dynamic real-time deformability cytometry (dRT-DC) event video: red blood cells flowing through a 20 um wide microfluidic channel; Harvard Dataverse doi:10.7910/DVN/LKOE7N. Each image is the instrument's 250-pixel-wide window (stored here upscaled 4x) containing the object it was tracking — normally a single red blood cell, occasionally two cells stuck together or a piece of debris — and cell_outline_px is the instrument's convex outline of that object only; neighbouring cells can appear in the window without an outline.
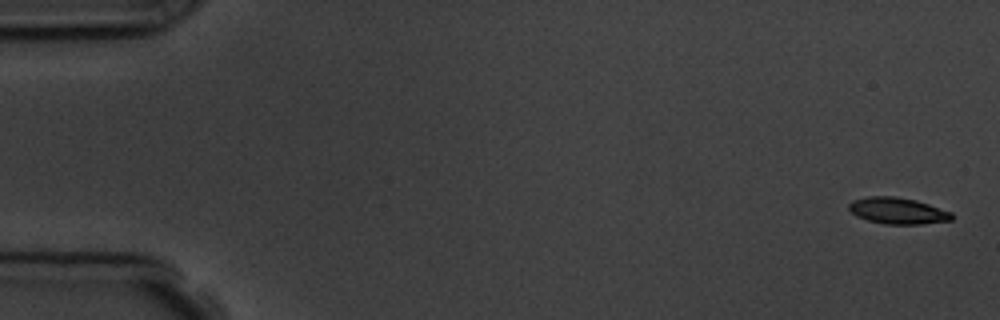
{"species": "common noctule bat (a hibernating species)", "species_latin": "Nyctalus noctula", "temperature_condition": "room temperature", "stored_images_in_passage": 4, "camera_frame_rate_fps": 3000, "um_per_image_px": 0.085, "animal": {"sex": "male", "body_mass_g": 19.5, "forearm_length_mm": 54.6}, "frame": {"image": 1, "passage_image": 1, "time_ms": 0.0, "image_size_px": [1000, 320], "cell_outline_px": [[952, 220], [920, 224], [884, 224], [868, 220], [856, 216], [848, 208], [848, 204], [852, 200], [868, 196], [896, 196], [916, 200], [952, 212]], "centroid_in_image_um": [76.28, 17.91], "position_along_channel_um": 8.7, "area_um2": 15.84}}